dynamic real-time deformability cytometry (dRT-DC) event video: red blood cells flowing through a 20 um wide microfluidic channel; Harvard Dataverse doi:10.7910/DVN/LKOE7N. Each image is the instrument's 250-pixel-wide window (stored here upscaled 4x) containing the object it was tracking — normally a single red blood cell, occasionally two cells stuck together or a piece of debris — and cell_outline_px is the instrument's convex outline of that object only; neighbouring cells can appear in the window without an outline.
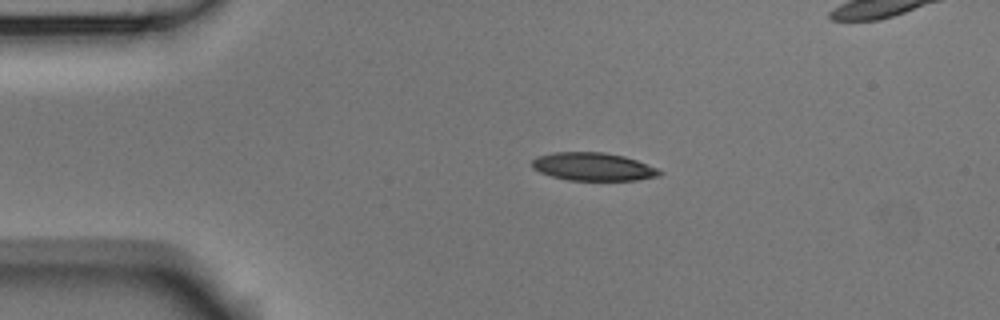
{"species": "Egyptian fruit bat (a non-hibernating species)", "species_latin": "Rousettus aegyptiacus", "temperature_condition": "room temperature", "stored_images_in_passage": 5, "segment_of_instrument_passage": [1, 2], "camera_frame_rate_fps": 3000, "um_per_image_px": 0.085, "animal": {"sex": "male"}, "frame": {"image": 1, "passage_image": 3, "time_ms": 0.667, "image_size_px": [1000, 320], "cell_outline_px": [[664, 172], [660, 176], [636, 180], [568, 180], [552, 176], [540, 172], [532, 168], [532, 160], [536, 156], [556, 152], [604, 152], [624, 156], [636, 160], [656, 168]], "centroid_in_image_um": [50.41, 14.17], "position_along_channel_um": 34.6, "area_um2": 20.81}}